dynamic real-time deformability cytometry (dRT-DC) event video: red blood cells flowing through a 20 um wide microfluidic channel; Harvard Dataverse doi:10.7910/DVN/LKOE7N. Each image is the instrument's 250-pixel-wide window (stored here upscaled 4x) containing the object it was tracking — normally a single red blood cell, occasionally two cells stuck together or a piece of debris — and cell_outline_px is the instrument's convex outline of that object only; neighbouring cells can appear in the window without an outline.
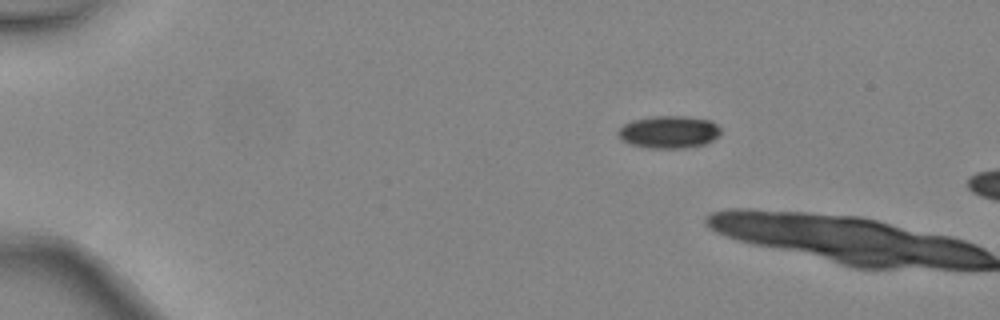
{"species": "common noctule bat (a hibernating species)", "species_latin": "Nyctalus noctula", "temperature_condition": "warm", "stored_images_in_passage": 2, "camera_frame_rate_fps": 3000, "um_per_image_px": 0.085, "animal": {"sex": "female", "body_mass_g": 24.6, "forearm_length_mm": 56.2}, "frame": {"image": 1, "passage_image": 1, "time_ms": 0.0, "image_size_px": [1000, 320], "cell_outline_px": [[720, 132], [712, 140], [704, 144], [684, 148], [652, 148], [632, 144], [624, 140], [620, 136], [620, 128], [624, 124], [632, 120], [652, 116], [688, 116], [712, 120], [720, 128]], "centroid_in_image_um": [56.9, 11.2], "position_along_channel_um": 28.1, "area_um2": 19.13}}